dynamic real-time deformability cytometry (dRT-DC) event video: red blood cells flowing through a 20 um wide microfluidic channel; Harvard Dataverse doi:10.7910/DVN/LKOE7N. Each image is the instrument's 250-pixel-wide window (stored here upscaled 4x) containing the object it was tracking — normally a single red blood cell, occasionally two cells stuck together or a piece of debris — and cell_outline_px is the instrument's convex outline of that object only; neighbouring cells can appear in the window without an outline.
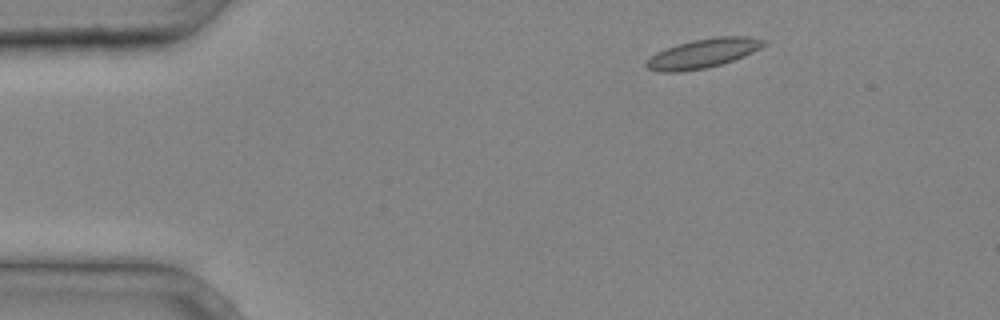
{"species": "common noctule bat (a hibernating species)", "species_latin": "Nyctalus noctula", "temperature_condition": "cold", "stored_images_in_passage": 3, "camera_frame_rate_fps": 3000, "um_per_image_px": 0.085, "animal": {"sex": "male", "body_mass_g": 20.4}, "frame": {"image": 1, "passage_image": 1, "time_ms": 0.0, "image_size_px": [1000, 320], "cell_outline_px": [[768, 44], [744, 56], [720, 64], [704, 68], [680, 72], [656, 72], [648, 68], [644, 64], [656, 52], [676, 44], [692, 40], [716, 36], [748, 36], [768, 40]], "centroid_in_image_um": [59.78, 4.52], "position_along_channel_um": 25.2, "area_um2": 20.06}}
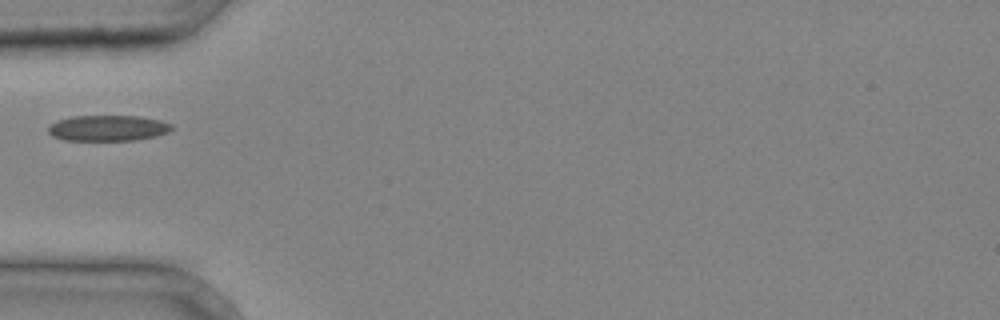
{"frame": {"image": 2, "passage_image": 3, "time_ms": 0.667, "image_size_px": [1000, 320], "cell_outline_px": [[176, 128], [168, 132], [156, 136], [136, 140], [64, 140], [52, 136], [48, 132], [48, 128], [56, 120], [72, 116], [140, 116], [160, 120], [172, 124]], "centroid_in_image_um": [9.2, 10.88], "position_along_channel_um": 75.8, "area_um2": 18.67}}